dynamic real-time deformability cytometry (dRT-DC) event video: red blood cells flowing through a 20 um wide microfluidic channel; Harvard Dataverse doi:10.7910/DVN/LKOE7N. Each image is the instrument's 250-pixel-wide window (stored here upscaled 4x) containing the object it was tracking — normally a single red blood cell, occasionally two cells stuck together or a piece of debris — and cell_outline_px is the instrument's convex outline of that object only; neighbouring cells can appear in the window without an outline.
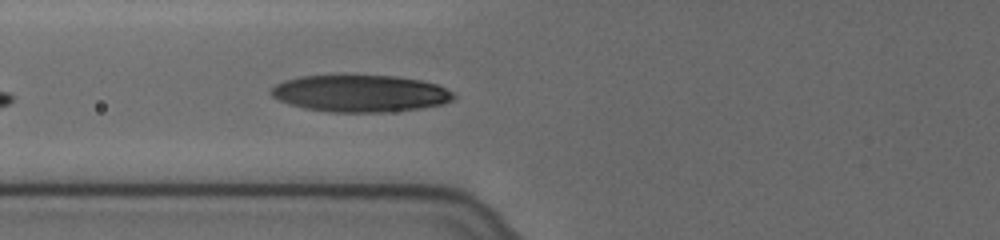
{"species": "human", "species_latin": "Homo sapiens", "temperature_condition": "cold", "stored_images_in_passage": 27, "camera_frame_rate_fps": 3000, "um_per_image_px": 0.085, "donor": {"sex": "female"}, "frame": {"image": 1, "passage_image": 13, "time_ms": 4.0, "image_size_px": [1000, 240], "cell_outline_px": [[456, 96], [452, 100], [444, 104], [420, 108], [384, 112], [332, 112], [304, 108], [288, 104], [272, 96], [268, 92], [276, 84], [284, 80], [300, 76], [396, 76], [420, 80], [436, 84], [452, 92]], "centroid_in_image_um": [30.61, 7.95], "position_along_channel_um": 95.2, "area_um2": 39.13}}
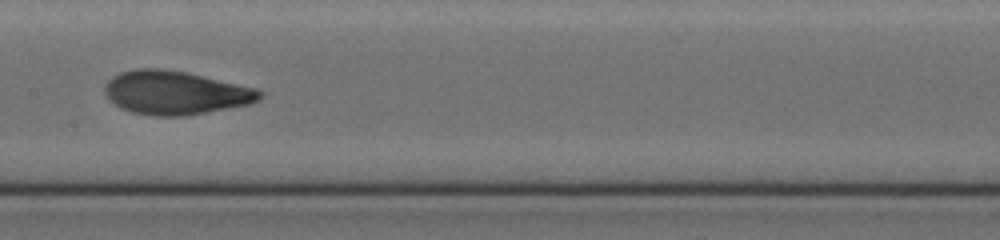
{"frame": {"image": 2, "passage_image": 18, "time_ms": 5.667, "image_size_px": [1000, 240], "cell_outline_px": [[264, 96], [260, 100], [252, 104], [184, 116], [152, 116], [132, 112], [120, 108], [108, 100], [104, 92], [104, 84], [112, 76], [120, 72], [136, 68], [164, 68], [184, 72], [256, 88], [264, 92]], "centroid_in_image_um": [14.89, 7.88], "position_along_channel_um": 192.5, "area_um2": 39.71}}
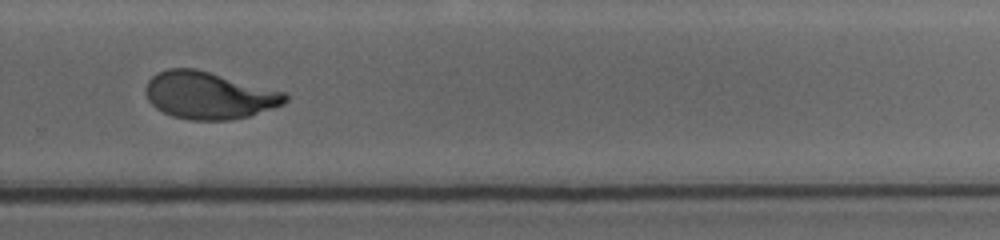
{"frame": {"image": 3, "passage_image": 24, "time_ms": 7.667, "image_size_px": [1000, 240], "cell_outline_px": [[288, 100], [284, 104], [248, 116], [228, 120], [188, 120], [172, 116], [156, 108], [148, 100], [144, 92], [144, 88], [148, 80], [152, 76], [168, 68], [196, 68], [288, 92]], "centroid_in_image_um": [17.77, 8.09], "position_along_channel_um": 312.0, "area_um2": 38.73}}